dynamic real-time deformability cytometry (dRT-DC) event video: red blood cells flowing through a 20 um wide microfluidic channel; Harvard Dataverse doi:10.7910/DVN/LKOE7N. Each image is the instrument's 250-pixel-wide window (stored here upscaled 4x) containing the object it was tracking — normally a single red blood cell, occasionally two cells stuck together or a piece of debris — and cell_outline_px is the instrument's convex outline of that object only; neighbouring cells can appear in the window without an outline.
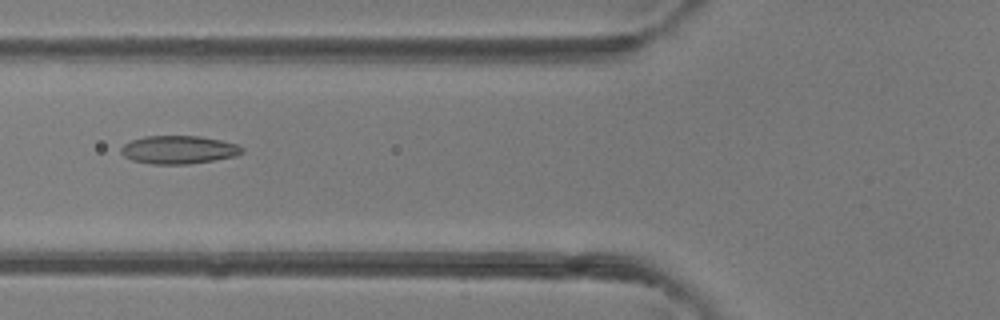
{"species": "common noctule bat (a hibernating species)", "species_latin": "Nyctalus noctula", "temperature_condition": "room temperature", "stored_images_in_passage": 5, "camera_frame_rate_fps": 3000, "um_per_image_px": 0.085, "animal": {"sex": "female"}, "frame": {"image": 1, "passage_image": 4, "time_ms": 3.667, "image_size_px": [1000, 320], "cell_outline_px": [[244, 152], [236, 156], [188, 164], [152, 164], [132, 160], [124, 156], [120, 152], [120, 148], [124, 144], [132, 140], [144, 136], [200, 136], [220, 140], [236, 144], [244, 148]], "centroid_in_image_um": [15.18, 12.72], "position_along_channel_um": 110.6, "area_um2": 19.83}}
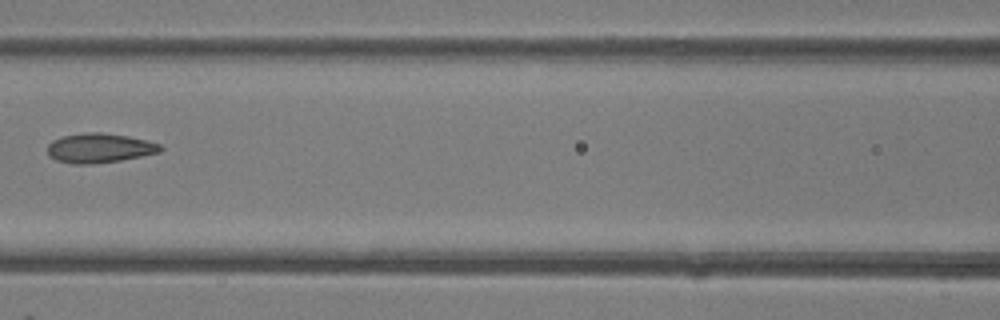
{"frame": {"image": 2, "passage_image": 5, "time_ms": 4.667, "image_size_px": [1000, 320], "cell_outline_px": [[164, 148], [160, 152], [120, 160], [92, 164], [72, 164], [56, 160], [48, 156], [48, 144], [52, 140], [64, 136], [84, 132], [100, 132], [128, 136], [160, 144]], "centroid_in_image_um": [8.43, 12.58], "position_along_channel_um": 158.2, "area_um2": 19.36}}